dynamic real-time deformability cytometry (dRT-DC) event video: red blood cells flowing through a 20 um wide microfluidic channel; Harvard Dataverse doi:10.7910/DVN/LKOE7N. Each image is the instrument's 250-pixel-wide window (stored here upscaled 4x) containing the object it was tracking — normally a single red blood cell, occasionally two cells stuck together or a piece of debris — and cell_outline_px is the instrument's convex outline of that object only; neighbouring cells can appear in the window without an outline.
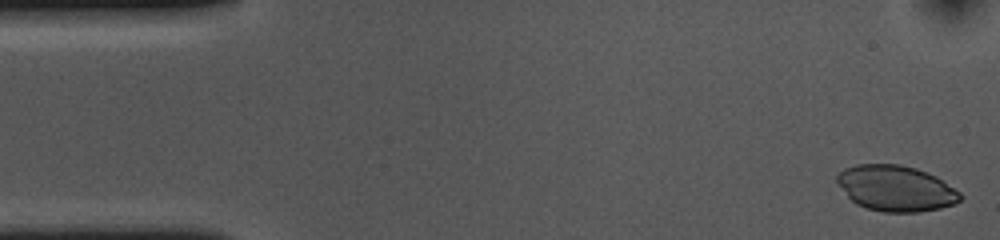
{"species": "common noctule bat (a hibernating species)", "species_latin": "Nyctalus noctula", "temperature_condition": "cold", "stored_images_in_passage": 49, "camera_frame_rate_fps": 3000, "um_per_image_px": 0.085, "animal": {"sex": "female", "body_mass_g": 10.0, "forearm_length_mm": 53.1}, "frame": {"image": 1, "passage_image": 1, "time_ms": 0.0, "image_size_px": [1000, 240], "cell_outline_px": [[964, 196], [960, 200], [952, 204], [940, 208], [920, 212], [884, 212], [868, 208], [856, 204], [848, 196], [836, 180], [836, 176], [844, 168], [856, 164], [900, 164], [916, 168], [928, 172], [936, 176], [960, 192]], "centroid_in_image_um": [76.16, 16.0], "position_along_channel_um": 8.8, "area_um2": 32.77}}